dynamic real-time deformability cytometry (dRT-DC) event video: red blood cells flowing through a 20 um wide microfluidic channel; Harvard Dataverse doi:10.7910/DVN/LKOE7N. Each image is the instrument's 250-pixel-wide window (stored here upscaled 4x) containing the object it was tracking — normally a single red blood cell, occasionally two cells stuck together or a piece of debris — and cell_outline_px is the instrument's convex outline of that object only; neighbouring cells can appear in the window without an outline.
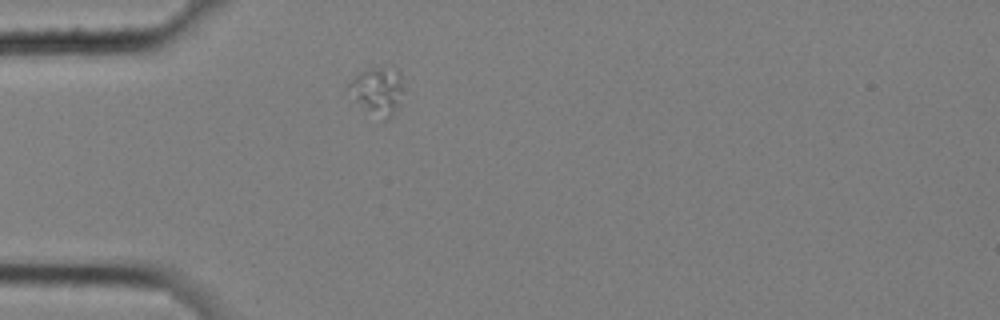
{"species": "common noctule bat (a hibernating species)", "species_latin": "Nyctalus noctula", "temperature_condition": "cold", "stored_images_in_passage": 1, "camera_frame_rate_fps": 3000, "um_per_image_px": 0.085, "animal": {"sex": "female", "body_mass_g": 25.1}, "frame": {"image": 1, "passage_image": 1, "time_ms": 0.0, "image_size_px": [1000, 320], "cell_outline_px": [[400, 104], [392, 116], [388, 120], [384, 120], [368, 108], [348, 88], [348, 84], [360, 72], [368, 68], [384, 68], [400, 72]], "centroid_in_image_um": [32.14, 7.7], "position_along_channel_um": 52.9, "area_um2": 13.81}}